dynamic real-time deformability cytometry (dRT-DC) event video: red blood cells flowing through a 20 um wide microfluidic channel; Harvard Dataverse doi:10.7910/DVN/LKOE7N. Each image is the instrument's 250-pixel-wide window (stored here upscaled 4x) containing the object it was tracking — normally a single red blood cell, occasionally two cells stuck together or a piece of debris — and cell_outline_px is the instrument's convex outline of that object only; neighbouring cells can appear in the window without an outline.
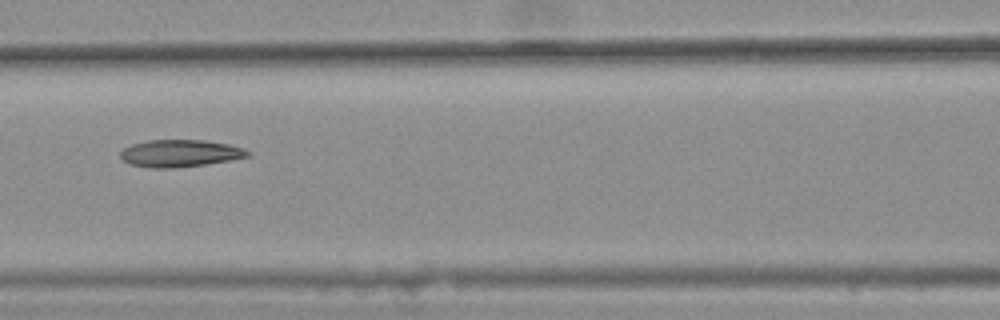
{"species": "common noctule bat (a hibernating species)", "species_latin": "Nyctalus noctula", "temperature_condition": "warm", "stored_images_in_passage": 10, "camera_frame_rate_fps": 3000, "um_per_image_px": 0.085, "animal": {"sex": "female", "body_mass_g": 25.1}, "frame": {"image": 1, "passage_image": 7, "time_ms": 2.0, "image_size_px": [1000, 320], "cell_outline_px": [[252, 156], [204, 164], [176, 168], [152, 168], [132, 164], [124, 160], [120, 156], [120, 152], [124, 148], [132, 144], [148, 140], [204, 140], [228, 144], [244, 148], [252, 152]], "centroid_in_image_um": [15.34, 13.02], "position_along_channel_um": 151.3, "area_um2": 20.11}}
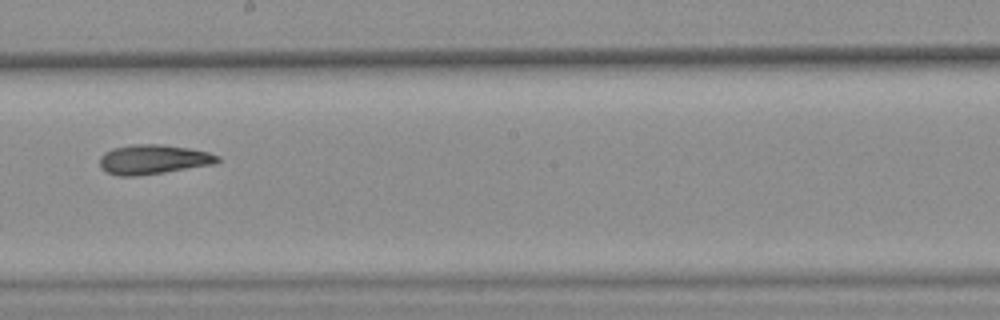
{"frame": {"image": 2, "passage_image": 9, "time_ms": 2.667, "image_size_px": [1000, 320], "cell_outline_px": [[220, 160], [216, 164], [164, 172], [136, 176], [120, 176], [108, 172], [100, 168], [100, 156], [104, 152], [112, 148], [132, 144], [160, 144], [188, 148], [208, 152], [220, 156]], "centroid_in_image_um": [13.02, 13.54], "position_along_channel_um": 235.2, "area_um2": 20.35}}